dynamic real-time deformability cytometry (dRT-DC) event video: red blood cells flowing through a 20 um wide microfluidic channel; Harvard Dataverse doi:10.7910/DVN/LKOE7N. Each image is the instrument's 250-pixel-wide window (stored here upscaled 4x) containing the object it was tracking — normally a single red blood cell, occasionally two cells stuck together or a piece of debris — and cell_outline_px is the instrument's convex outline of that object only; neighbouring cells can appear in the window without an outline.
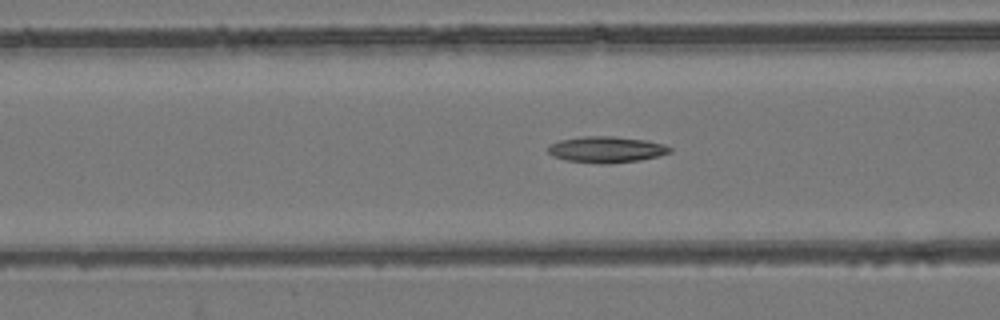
{"species": "common noctule bat (a hibernating species)", "species_latin": "Nyctalus noctula", "temperature_condition": "room temperature", "stored_images_in_passage": 40, "camera_frame_rate_fps": 3000, "um_per_image_px": 0.085, "animal": {"sex": "female", "body_mass_g": 24.6, "forearm_length_mm": 56.2}, "frame": {"image": 1, "passage_image": 13, "time_ms": 4.0, "image_size_px": [1000, 320], "cell_outline_px": [[672, 152], [660, 156], [640, 160], [608, 164], [600, 164], [568, 160], [552, 156], [548, 152], [548, 148], [552, 144], [560, 140], [584, 136], [612, 136], [644, 140], [664, 144], [672, 148]], "centroid_in_image_um": [51.58, 12.71], "position_along_channel_um": 115.0, "area_um2": 18.55}}
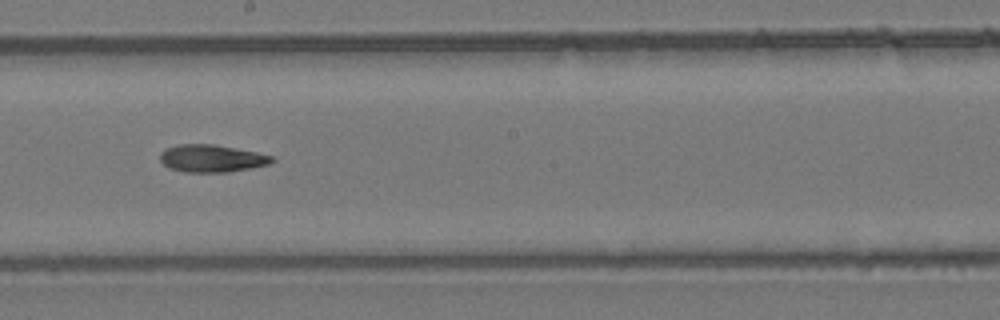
{"frame": {"image": 2, "passage_image": 22, "time_ms": 7.0, "image_size_px": [1000, 320], "cell_outline_px": [[276, 160], [268, 164], [228, 172], [184, 172], [168, 168], [160, 160], [160, 152], [168, 148], [180, 144], [212, 144], [256, 152], [272, 156]], "centroid_in_image_um": [17.97, 13.47], "position_along_channel_um": 230.2, "area_um2": 17.69}}
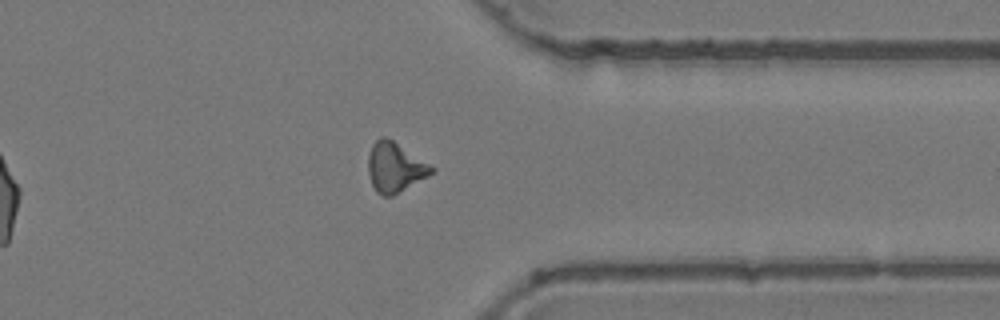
{"frame": {"image": 3, "passage_image": 34, "time_ms": 11.0, "image_size_px": [1000, 320], "cell_outline_px": [[436, 168], [428, 176], [392, 196], [384, 196], [376, 192], [372, 184], [368, 172], [368, 156], [372, 144], [380, 136], [384, 136], [392, 140]], "centroid_in_image_um": [33.55, 14.22], "position_along_channel_um": 377.9, "area_um2": 18.15}}